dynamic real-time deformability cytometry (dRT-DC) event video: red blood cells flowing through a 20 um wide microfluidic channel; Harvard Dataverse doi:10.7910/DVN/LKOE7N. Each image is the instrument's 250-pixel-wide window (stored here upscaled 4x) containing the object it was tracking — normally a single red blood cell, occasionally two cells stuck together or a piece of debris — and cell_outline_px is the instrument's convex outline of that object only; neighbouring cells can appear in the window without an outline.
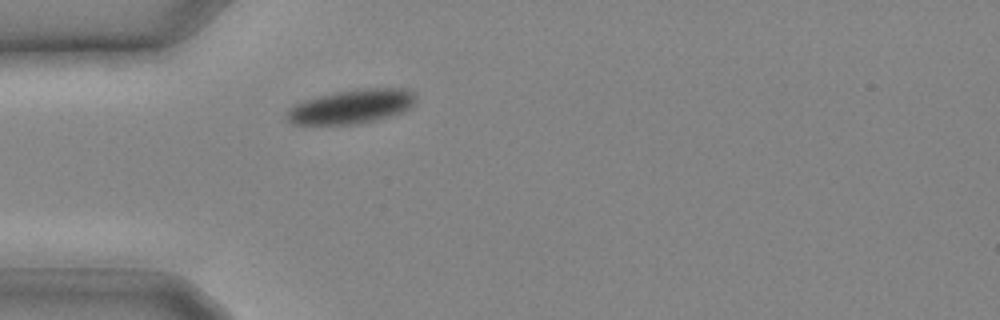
{"species": "common noctule bat (a hibernating species)", "species_latin": "Nyctalus noctula", "temperature_condition": "cold", "stored_images_in_passage": 5, "camera_frame_rate_fps": 3000, "um_per_image_px": 0.085, "animal": {"sex": "male", "body_mass_g": 20.4}, "frame": {"image": 1, "passage_image": 1, "time_ms": 0.0, "image_size_px": [1000, 320], "cell_outline_px": [[416, 104], [400, 112], [376, 120], [356, 124], [292, 124], [284, 116], [296, 104], [304, 100], [336, 92], [368, 88], [408, 88], [416, 92]], "centroid_in_image_um": [29.94, 9.05], "position_along_channel_um": 55.1, "area_um2": 25.43}}
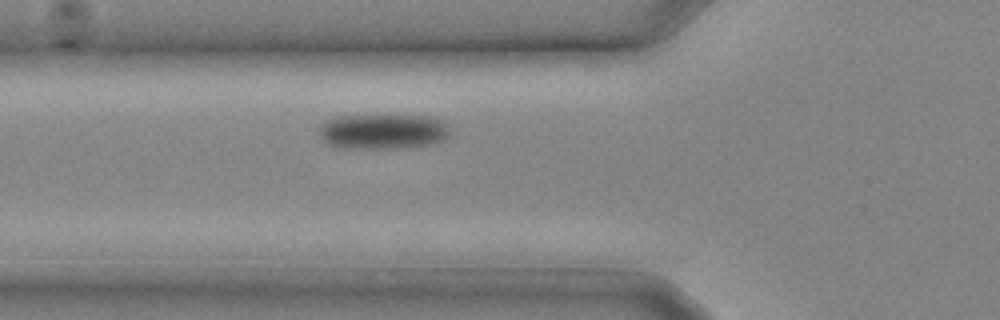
{"frame": {"image": 2, "passage_image": 3, "time_ms": 0.667, "image_size_px": [1000, 320], "cell_outline_px": [[448, 136], [444, 140], [432, 144], [400, 148], [344, 148], [328, 144], [320, 136], [320, 128], [328, 120], [336, 116], [372, 112], [388, 112], [436, 116], [444, 120], [448, 124]], "centroid_in_image_um": [32.62, 11.09], "position_along_channel_um": 93.2, "area_um2": 28.44}}
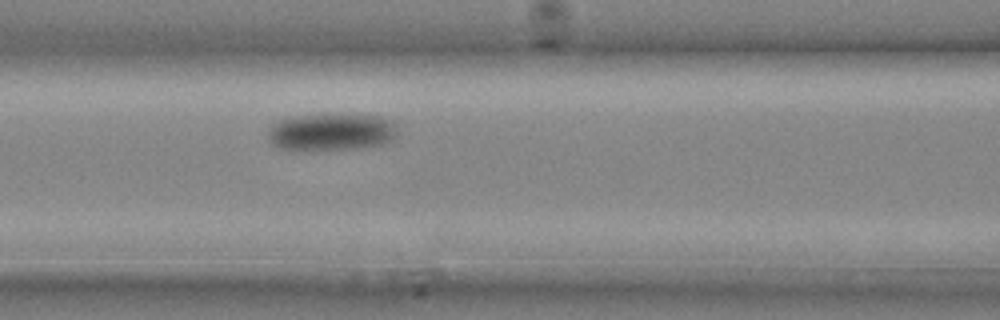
{"frame": {"image": 3, "passage_image": 5, "time_ms": 1.333, "image_size_px": [1000, 320], "cell_outline_px": [[396, 136], [392, 140], [384, 144], [364, 148], [304, 152], [280, 148], [272, 144], [268, 140], [268, 132], [272, 124], [288, 116], [320, 112], [340, 112], [380, 116], [392, 120], [396, 132]], "centroid_in_image_um": [28.13, 11.2], "position_along_channel_um": 138.5, "area_um2": 29.94}}